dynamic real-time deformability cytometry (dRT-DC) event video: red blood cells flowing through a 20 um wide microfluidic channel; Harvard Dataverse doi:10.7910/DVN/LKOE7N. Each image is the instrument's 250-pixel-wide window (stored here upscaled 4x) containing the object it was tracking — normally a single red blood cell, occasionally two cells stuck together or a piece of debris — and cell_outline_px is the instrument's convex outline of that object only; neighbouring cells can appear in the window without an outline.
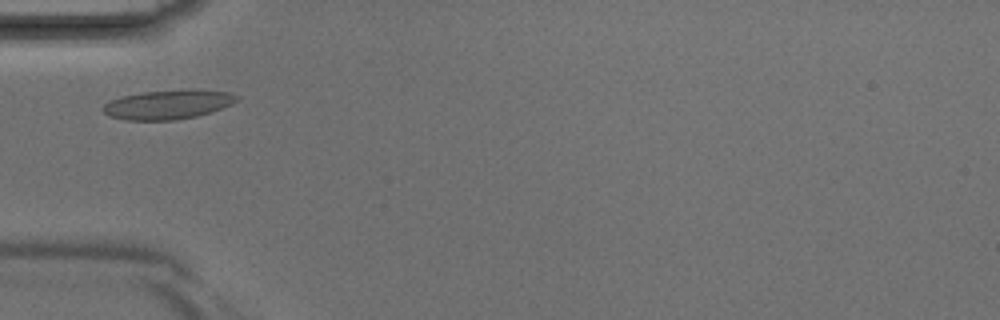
{"species": "Egyptian fruit bat (a non-hibernating species)", "species_latin": "Rousettus aegyptiacus", "temperature_condition": "room temperature", "stored_images_in_passage": 2, "camera_frame_rate_fps": 3000, "um_per_image_px": 0.085, "animal": {"sex": "male"}, "frame": {"image": 1, "passage_image": 2, "time_ms": 0.333, "image_size_px": [1000, 320], "cell_outline_px": [[240, 100], [232, 104], [212, 112], [196, 116], [176, 120], [124, 120], [108, 116], [100, 108], [108, 100], [120, 96], [144, 92], [228, 92], [240, 96]], "centroid_in_image_um": [14.19, 8.93], "position_along_channel_um": 70.8, "area_um2": 22.14}}